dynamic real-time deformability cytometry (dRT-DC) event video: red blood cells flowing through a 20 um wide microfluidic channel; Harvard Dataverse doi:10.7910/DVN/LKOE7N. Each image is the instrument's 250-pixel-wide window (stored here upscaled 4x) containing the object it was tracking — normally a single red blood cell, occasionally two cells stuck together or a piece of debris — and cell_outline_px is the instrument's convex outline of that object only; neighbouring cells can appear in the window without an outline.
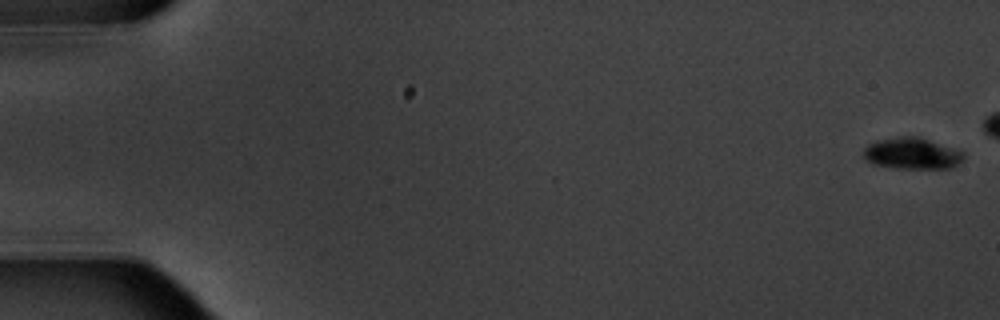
{"species": "common noctule bat (a hibernating species)", "species_latin": "Nyctalus noctula", "temperature_condition": "warm", "stored_images_in_passage": 5, "segment_of_instrument_passage": [2, 2], "camera_frame_rate_fps": 3000, "um_per_image_px": 0.085, "animal": {"sex": "male", "body_mass_g": 20.1, "forearm_length_mm": 53.5}, "frame": {"image": 1, "passage_image": 5, "time_ms": 5.667, "image_size_px": [1000, 320], "cell_outline_px": [[964, 160], [952, 168], [900, 168], [876, 164], [868, 160], [864, 156], [864, 148], [868, 144], [876, 140], [900, 136], [920, 136], [964, 152]], "centroid_in_image_um": [77.56, 13.02], "position_along_channel_um": 7.4, "area_um2": 18.26}}